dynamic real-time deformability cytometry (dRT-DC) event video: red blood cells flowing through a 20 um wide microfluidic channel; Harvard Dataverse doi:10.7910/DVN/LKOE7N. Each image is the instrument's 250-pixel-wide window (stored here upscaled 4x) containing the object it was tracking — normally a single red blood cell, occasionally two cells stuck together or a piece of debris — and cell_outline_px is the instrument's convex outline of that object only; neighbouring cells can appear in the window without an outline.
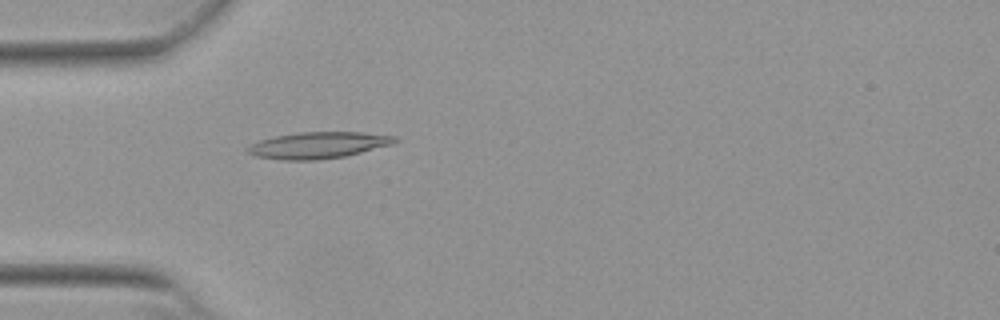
{"species": "Egyptian fruit bat (a non-hibernating species)", "species_latin": "Rousettus aegyptiacus", "temperature_condition": "warm", "stored_images_in_passage": 32, "camera_frame_rate_fps": 3000, "um_per_image_px": 0.085, "animal": {"sex": "female"}, "frame": {"image": 1, "passage_image": 1, "time_ms": 0.0, "image_size_px": [1000, 320], "cell_outline_px": [[400, 140], [392, 144], [344, 156], [316, 160], [284, 160], [256, 156], [248, 152], [244, 148], [260, 140], [276, 136], [300, 132], [360, 132], [396, 136]], "centroid_in_image_um": [27.05, 12.34], "position_along_channel_um": 58.0, "area_um2": 22.48}}
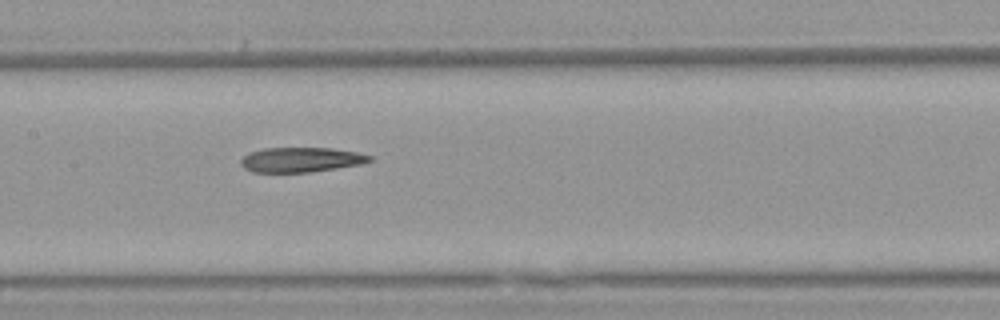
{"frame": {"image": 2, "passage_image": 11, "time_ms": 3.333, "image_size_px": [1000, 320], "cell_outline_px": [[372, 160], [360, 164], [336, 168], [308, 172], [252, 172], [244, 168], [240, 164], [240, 160], [248, 152], [264, 148], [332, 148], [356, 152], [372, 156]], "centroid_in_image_um": [25.54, 13.57], "position_along_channel_um": 181.9, "area_um2": 18.55}}
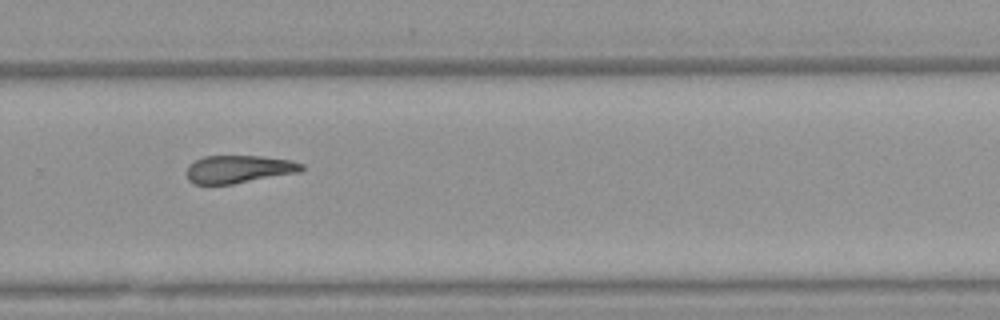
{"frame": {"image": 3, "passage_image": 21, "time_ms": 6.667, "image_size_px": [1000, 320], "cell_outline_px": [[304, 168], [300, 172], [232, 184], [192, 184], [188, 180], [184, 172], [188, 164], [204, 156], [260, 156], [292, 160], [304, 164]], "centroid_in_image_um": [20.26, 14.38], "position_along_channel_um": 309.5, "area_um2": 18.84}, "authors_computed_cell_mechanics": {"area_um2": 19.5075, "velocity_mm_per_s": 3.8549, "shape_relaxation_time_tau1_ms": null, "shape_relaxation_time_tau2_ms": 6.7615, "deformation_change_tau1": null, "deformation_change_tau2": 0.1869}}